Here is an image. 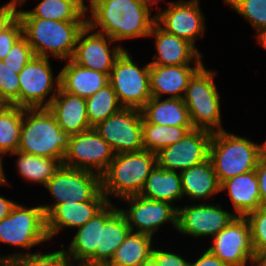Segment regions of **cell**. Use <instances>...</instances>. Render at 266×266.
<instances>
[{
    "label": "cell",
    "mask_w": 266,
    "mask_h": 266,
    "mask_svg": "<svg viewBox=\"0 0 266 266\" xmlns=\"http://www.w3.org/2000/svg\"><path fill=\"white\" fill-rule=\"evenodd\" d=\"M151 15L140 0H95L86 10V23L91 29L122 42L148 38L156 23V14Z\"/></svg>",
    "instance_id": "6da1fadb"
},
{
    "label": "cell",
    "mask_w": 266,
    "mask_h": 266,
    "mask_svg": "<svg viewBox=\"0 0 266 266\" xmlns=\"http://www.w3.org/2000/svg\"><path fill=\"white\" fill-rule=\"evenodd\" d=\"M71 135L58 125L48 108H23L17 151L64 161Z\"/></svg>",
    "instance_id": "7a4b0ae2"
},
{
    "label": "cell",
    "mask_w": 266,
    "mask_h": 266,
    "mask_svg": "<svg viewBox=\"0 0 266 266\" xmlns=\"http://www.w3.org/2000/svg\"><path fill=\"white\" fill-rule=\"evenodd\" d=\"M265 153L266 139L259 144L225 129L213 132L209 146V158L220 183L255 170Z\"/></svg>",
    "instance_id": "3957f363"
},
{
    "label": "cell",
    "mask_w": 266,
    "mask_h": 266,
    "mask_svg": "<svg viewBox=\"0 0 266 266\" xmlns=\"http://www.w3.org/2000/svg\"><path fill=\"white\" fill-rule=\"evenodd\" d=\"M156 153L148 150L115 154L101 175L102 193L108 202L140 195L147 177L156 166Z\"/></svg>",
    "instance_id": "277c9868"
},
{
    "label": "cell",
    "mask_w": 266,
    "mask_h": 266,
    "mask_svg": "<svg viewBox=\"0 0 266 266\" xmlns=\"http://www.w3.org/2000/svg\"><path fill=\"white\" fill-rule=\"evenodd\" d=\"M23 35L35 56L69 60L72 58L80 31L86 21H56L42 18H19Z\"/></svg>",
    "instance_id": "5b68a950"
},
{
    "label": "cell",
    "mask_w": 266,
    "mask_h": 266,
    "mask_svg": "<svg viewBox=\"0 0 266 266\" xmlns=\"http://www.w3.org/2000/svg\"><path fill=\"white\" fill-rule=\"evenodd\" d=\"M48 241L46 215L40 205L28 207L17 202L9 216L0 221V243L27 250L5 255L4 262L29 254L31 248Z\"/></svg>",
    "instance_id": "8992f818"
},
{
    "label": "cell",
    "mask_w": 266,
    "mask_h": 266,
    "mask_svg": "<svg viewBox=\"0 0 266 266\" xmlns=\"http://www.w3.org/2000/svg\"><path fill=\"white\" fill-rule=\"evenodd\" d=\"M216 71L203 65L189 80L183 101L196 129L211 132L224 130L221 118V98L214 81Z\"/></svg>",
    "instance_id": "52a82bcc"
},
{
    "label": "cell",
    "mask_w": 266,
    "mask_h": 266,
    "mask_svg": "<svg viewBox=\"0 0 266 266\" xmlns=\"http://www.w3.org/2000/svg\"><path fill=\"white\" fill-rule=\"evenodd\" d=\"M54 203L41 204L47 216L64 202L107 201L102 193L101 175L88 170L61 166L44 186ZM52 204V205H51Z\"/></svg>",
    "instance_id": "ba28073f"
},
{
    "label": "cell",
    "mask_w": 266,
    "mask_h": 266,
    "mask_svg": "<svg viewBox=\"0 0 266 266\" xmlns=\"http://www.w3.org/2000/svg\"><path fill=\"white\" fill-rule=\"evenodd\" d=\"M132 54L124 50L116 59L109 76V83L125 108L142 109L151 99L150 64L141 67Z\"/></svg>",
    "instance_id": "9c48e42d"
},
{
    "label": "cell",
    "mask_w": 266,
    "mask_h": 266,
    "mask_svg": "<svg viewBox=\"0 0 266 266\" xmlns=\"http://www.w3.org/2000/svg\"><path fill=\"white\" fill-rule=\"evenodd\" d=\"M49 58L34 56L19 74V107L47 108L60 89ZM51 94V95H50Z\"/></svg>",
    "instance_id": "30bf717a"
},
{
    "label": "cell",
    "mask_w": 266,
    "mask_h": 266,
    "mask_svg": "<svg viewBox=\"0 0 266 266\" xmlns=\"http://www.w3.org/2000/svg\"><path fill=\"white\" fill-rule=\"evenodd\" d=\"M227 266H257L258 258L252 244L250 225L245 216H236L212 238L207 248Z\"/></svg>",
    "instance_id": "8fae6325"
},
{
    "label": "cell",
    "mask_w": 266,
    "mask_h": 266,
    "mask_svg": "<svg viewBox=\"0 0 266 266\" xmlns=\"http://www.w3.org/2000/svg\"><path fill=\"white\" fill-rule=\"evenodd\" d=\"M205 202L177 208L176 231L182 234V237L185 235L194 239L213 238L236 217L233 211L222 209L223 205L219 203L215 205Z\"/></svg>",
    "instance_id": "7c38bea8"
},
{
    "label": "cell",
    "mask_w": 266,
    "mask_h": 266,
    "mask_svg": "<svg viewBox=\"0 0 266 266\" xmlns=\"http://www.w3.org/2000/svg\"><path fill=\"white\" fill-rule=\"evenodd\" d=\"M142 122L140 109L123 107L93 128L110 145L114 154L137 152L144 149Z\"/></svg>",
    "instance_id": "4fadbf2b"
},
{
    "label": "cell",
    "mask_w": 266,
    "mask_h": 266,
    "mask_svg": "<svg viewBox=\"0 0 266 266\" xmlns=\"http://www.w3.org/2000/svg\"><path fill=\"white\" fill-rule=\"evenodd\" d=\"M168 7L156 13V23L168 33L187 40L196 49V40L206 32V17L200 0L167 1Z\"/></svg>",
    "instance_id": "5bb4252c"
},
{
    "label": "cell",
    "mask_w": 266,
    "mask_h": 266,
    "mask_svg": "<svg viewBox=\"0 0 266 266\" xmlns=\"http://www.w3.org/2000/svg\"><path fill=\"white\" fill-rule=\"evenodd\" d=\"M124 50L122 44L118 45L112 38L86 24L78 35L71 60L81 67L110 74L116 59Z\"/></svg>",
    "instance_id": "9a60e30c"
},
{
    "label": "cell",
    "mask_w": 266,
    "mask_h": 266,
    "mask_svg": "<svg viewBox=\"0 0 266 266\" xmlns=\"http://www.w3.org/2000/svg\"><path fill=\"white\" fill-rule=\"evenodd\" d=\"M114 155L110 145L94 128H91L71 135L63 166L88 170L102 175L107 170Z\"/></svg>",
    "instance_id": "2e32d148"
},
{
    "label": "cell",
    "mask_w": 266,
    "mask_h": 266,
    "mask_svg": "<svg viewBox=\"0 0 266 266\" xmlns=\"http://www.w3.org/2000/svg\"><path fill=\"white\" fill-rule=\"evenodd\" d=\"M127 202V209L119 208L125 216L130 230L150 236L158 232L162 225L171 223L177 229V208L165 201H155L141 195L129 196L121 199Z\"/></svg>",
    "instance_id": "e0dca14e"
},
{
    "label": "cell",
    "mask_w": 266,
    "mask_h": 266,
    "mask_svg": "<svg viewBox=\"0 0 266 266\" xmlns=\"http://www.w3.org/2000/svg\"><path fill=\"white\" fill-rule=\"evenodd\" d=\"M213 132L192 129L175 144L156 153L157 165L164 170L182 172L209 158V146Z\"/></svg>",
    "instance_id": "ac0fdd59"
},
{
    "label": "cell",
    "mask_w": 266,
    "mask_h": 266,
    "mask_svg": "<svg viewBox=\"0 0 266 266\" xmlns=\"http://www.w3.org/2000/svg\"><path fill=\"white\" fill-rule=\"evenodd\" d=\"M149 37H155L154 49L156 50L150 65L176 66L204 64L203 53L198 51L187 40L168 33L157 23L154 24Z\"/></svg>",
    "instance_id": "d6986e66"
},
{
    "label": "cell",
    "mask_w": 266,
    "mask_h": 266,
    "mask_svg": "<svg viewBox=\"0 0 266 266\" xmlns=\"http://www.w3.org/2000/svg\"><path fill=\"white\" fill-rule=\"evenodd\" d=\"M130 231L119 206L108 202L100 210V237L99 248H96V264L108 263Z\"/></svg>",
    "instance_id": "ffe728a7"
},
{
    "label": "cell",
    "mask_w": 266,
    "mask_h": 266,
    "mask_svg": "<svg viewBox=\"0 0 266 266\" xmlns=\"http://www.w3.org/2000/svg\"><path fill=\"white\" fill-rule=\"evenodd\" d=\"M204 64L161 66L150 65L151 96L183 99L189 80Z\"/></svg>",
    "instance_id": "44dd1931"
},
{
    "label": "cell",
    "mask_w": 266,
    "mask_h": 266,
    "mask_svg": "<svg viewBox=\"0 0 266 266\" xmlns=\"http://www.w3.org/2000/svg\"><path fill=\"white\" fill-rule=\"evenodd\" d=\"M108 201L64 202L46 216V231L51 241L65 228L78 229L86 224ZM63 229V230H61Z\"/></svg>",
    "instance_id": "7402d4cb"
},
{
    "label": "cell",
    "mask_w": 266,
    "mask_h": 266,
    "mask_svg": "<svg viewBox=\"0 0 266 266\" xmlns=\"http://www.w3.org/2000/svg\"><path fill=\"white\" fill-rule=\"evenodd\" d=\"M47 108L61 129L70 135L92 128L87 116L86 100L83 97L67 93L60 88Z\"/></svg>",
    "instance_id": "603a6c76"
},
{
    "label": "cell",
    "mask_w": 266,
    "mask_h": 266,
    "mask_svg": "<svg viewBox=\"0 0 266 266\" xmlns=\"http://www.w3.org/2000/svg\"><path fill=\"white\" fill-rule=\"evenodd\" d=\"M64 62L60 70V88L67 93L87 98L109 84L110 74L81 67L71 59Z\"/></svg>",
    "instance_id": "cb8c5ba5"
},
{
    "label": "cell",
    "mask_w": 266,
    "mask_h": 266,
    "mask_svg": "<svg viewBox=\"0 0 266 266\" xmlns=\"http://www.w3.org/2000/svg\"><path fill=\"white\" fill-rule=\"evenodd\" d=\"M180 176L183 196H187L189 201L203 202L207 198L215 199L214 195L221 193V183L210 158L180 172Z\"/></svg>",
    "instance_id": "d4e9b609"
},
{
    "label": "cell",
    "mask_w": 266,
    "mask_h": 266,
    "mask_svg": "<svg viewBox=\"0 0 266 266\" xmlns=\"http://www.w3.org/2000/svg\"><path fill=\"white\" fill-rule=\"evenodd\" d=\"M223 191L228 192L236 216H245L261 206L255 170L226 179L221 183Z\"/></svg>",
    "instance_id": "484cf974"
},
{
    "label": "cell",
    "mask_w": 266,
    "mask_h": 266,
    "mask_svg": "<svg viewBox=\"0 0 266 266\" xmlns=\"http://www.w3.org/2000/svg\"><path fill=\"white\" fill-rule=\"evenodd\" d=\"M141 111L148 123L164 126H193L187 106L181 98L151 97Z\"/></svg>",
    "instance_id": "4316f807"
},
{
    "label": "cell",
    "mask_w": 266,
    "mask_h": 266,
    "mask_svg": "<svg viewBox=\"0 0 266 266\" xmlns=\"http://www.w3.org/2000/svg\"><path fill=\"white\" fill-rule=\"evenodd\" d=\"M140 195L146 199L165 201L175 206V201L179 202L184 198L180 172L164 170L156 164L147 177Z\"/></svg>",
    "instance_id": "83f0119b"
},
{
    "label": "cell",
    "mask_w": 266,
    "mask_h": 266,
    "mask_svg": "<svg viewBox=\"0 0 266 266\" xmlns=\"http://www.w3.org/2000/svg\"><path fill=\"white\" fill-rule=\"evenodd\" d=\"M100 237V211L86 224L76 229L66 254L76 266L82 264H96V248H99Z\"/></svg>",
    "instance_id": "f1b7e54d"
},
{
    "label": "cell",
    "mask_w": 266,
    "mask_h": 266,
    "mask_svg": "<svg viewBox=\"0 0 266 266\" xmlns=\"http://www.w3.org/2000/svg\"><path fill=\"white\" fill-rule=\"evenodd\" d=\"M153 239V236L130 231L107 264L110 266H150L154 250Z\"/></svg>",
    "instance_id": "f546056e"
},
{
    "label": "cell",
    "mask_w": 266,
    "mask_h": 266,
    "mask_svg": "<svg viewBox=\"0 0 266 266\" xmlns=\"http://www.w3.org/2000/svg\"><path fill=\"white\" fill-rule=\"evenodd\" d=\"M18 18H42L56 21H86V10L75 0H41L30 10L14 6Z\"/></svg>",
    "instance_id": "4dcf8cb0"
},
{
    "label": "cell",
    "mask_w": 266,
    "mask_h": 266,
    "mask_svg": "<svg viewBox=\"0 0 266 266\" xmlns=\"http://www.w3.org/2000/svg\"><path fill=\"white\" fill-rule=\"evenodd\" d=\"M17 156V172L27 182L45 186L50 178L63 165L60 160L51 159L43 156H35L22 153L20 151L10 154Z\"/></svg>",
    "instance_id": "1f68e13d"
},
{
    "label": "cell",
    "mask_w": 266,
    "mask_h": 266,
    "mask_svg": "<svg viewBox=\"0 0 266 266\" xmlns=\"http://www.w3.org/2000/svg\"><path fill=\"white\" fill-rule=\"evenodd\" d=\"M193 126H164L142 122L143 146L145 150L157 153L160 149L175 144L181 140Z\"/></svg>",
    "instance_id": "d6a6232c"
},
{
    "label": "cell",
    "mask_w": 266,
    "mask_h": 266,
    "mask_svg": "<svg viewBox=\"0 0 266 266\" xmlns=\"http://www.w3.org/2000/svg\"><path fill=\"white\" fill-rule=\"evenodd\" d=\"M23 108L8 105L0 113V156L17 152L20 144Z\"/></svg>",
    "instance_id": "836d02e7"
},
{
    "label": "cell",
    "mask_w": 266,
    "mask_h": 266,
    "mask_svg": "<svg viewBox=\"0 0 266 266\" xmlns=\"http://www.w3.org/2000/svg\"><path fill=\"white\" fill-rule=\"evenodd\" d=\"M85 100L87 116L92 128L123 108L110 83Z\"/></svg>",
    "instance_id": "e575fe53"
},
{
    "label": "cell",
    "mask_w": 266,
    "mask_h": 266,
    "mask_svg": "<svg viewBox=\"0 0 266 266\" xmlns=\"http://www.w3.org/2000/svg\"><path fill=\"white\" fill-rule=\"evenodd\" d=\"M10 266H76L64 249L42 253L37 251L14 257L7 261Z\"/></svg>",
    "instance_id": "d590c367"
},
{
    "label": "cell",
    "mask_w": 266,
    "mask_h": 266,
    "mask_svg": "<svg viewBox=\"0 0 266 266\" xmlns=\"http://www.w3.org/2000/svg\"><path fill=\"white\" fill-rule=\"evenodd\" d=\"M241 17L247 20L256 32L266 27V0H223Z\"/></svg>",
    "instance_id": "8d00e7d4"
},
{
    "label": "cell",
    "mask_w": 266,
    "mask_h": 266,
    "mask_svg": "<svg viewBox=\"0 0 266 266\" xmlns=\"http://www.w3.org/2000/svg\"><path fill=\"white\" fill-rule=\"evenodd\" d=\"M249 225L252 244L259 259L266 252V205L245 215Z\"/></svg>",
    "instance_id": "74e56055"
},
{
    "label": "cell",
    "mask_w": 266,
    "mask_h": 266,
    "mask_svg": "<svg viewBox=\"0 0 266 266\" xmlns=\"http://www.w3.org/2000/svg\"><path fill=\"white\" fill-rule=\"evenodd\" d=\"M11 69L0 60V100L8 105L19 107V72Z\"/></svg>",
    "instance_id": "f35d334b"
},
{
    "label": "cell",
    "mask_w": 266,
    "mask_h": 266,
    "mask_svg": "<svg viewBox=\"0 0 266 266\" xmlns=\"http://www.w3.org/2000/svg\"><path fill=\"white\" fill-rule=\"evenodd\" d=\"M35 56L32 47L26 37L22 35L13 44L11 50L2 60L11 69H23V67Z\"/></svg>",
    "instance_id": "ab89813d"
},
{
    "label": "cell",
    "mask_w": 266,
    "mask_h": 266,
    "mask_svg": "<svg viewBox=\"0 0 266 266\" xmlns=\"http://www.w3.org/2000/svg\"><path fill=\"white\" fill-rule=\"evenodd\" d=\"M23 35V26L17 15L0 31V60H3L13 44Z\"/></svg>",
    "instance_id": "60d3db41"
},
{
    "label": "cell",
    "mask_w": 266,
    "mask_h": 266,
    "mask_svg": "<svg viewBox=\"0 0 266 266\" xmlns=\"http://www.w3.org/2000/svg\"><path fill=\"white\" fill-rule=\"evenodd\" d=\"M154 247L150 266H188L189 261L179 253Z\"/></svg>",
    "instance_id": "b9f144b4"
},
{
    "label": "cell",
    "mask_w": 266,
    "mask_h": 266,
    "mask_svg": "<svg viewBox=\"0 0 266 266\" xmlns=\"http://www.w3.org/2000/svg\"><path fill=\"white\" fill-rule=\"evenodd\" d=\"M255 172L258 178L260 202L261 205H266V153L259 159Z\"/></svg>",
    "instance_id": "7bdbcfd3"
},
{
    "label": "cell",
    "mask_w": 266,
    "mask_h": 266,
    "mask_svg": "<svg viewBox=\"0 0 266 266\" xmlns=\"http://www.w3.org/2000/svg\"><path fill=\"white\" fill-rule=\"evenodd\" d=\"M202 255L194 262L189 261L188 266H227L223 261L211 253L208 249H205Z\"/></svg>",
    "instance_id": "ee69618b"
},
{
    "label": "cell",
    "mask_w": 266,
    "mask_h": 266,
    "mask_svg": "<svg viewBox=\"0 0 266 266\" xmlns=\"http://www.w3.org/2000/svg\"><path fill=\"white\" fill-rule=\"evenodd\" d=\"M16 16L12 4H3L0 6V31Z\"/></svg>",
    "instance_id": "f6af8a7d"
},
{
    "label": "cell",
    "mask_w": 266,
    "mask_h": 266,
    "mask_svg": "<svg viewBox=\"0 0 266 266\" xmlns=\"http://www.w3.org/2000/svg\"><path fill=\"white\" fill-rule=\"evenodd\" d=\"M17 202L7 199L6 197L0 195V221L9 216L12 208L16 205Z\"/></svg>",
    "instance_id": "bcb514c9"
},
{
    "label": "cell",
    "mask_w": 266,
    "mask_h": 266,
    "mask_svg": "<svg viewBox=\"0 0 266 266\" xmlns=\"http://www.w3.org/2000/svg\"><path fill=\"white\" fill-rule=\"evenodd\" d=\"M256 33L257 42L266 50V27L261 28Z\"/></svg>",
    "instance_id": "7dc6e473"
},
{
    "label": "cell",
    "mask_w": 266,
    "mask_h": 266,
    "mask_svg": "<svg viewBox=\"0 0 266 266\" xmlns=\"http://www.w3.org/2000/svg\"><path fill=\"white\" fill-rule=\"evenodd\" d=\"M144 7L149 9L152 12V9L154 10V6H156V9H160L161 6H157L161 0H140ZM153 6V7H152Z\"/></svg>",
    "instance_id": "c3c4849f"
},
{
    "label": "cell",
    "mask_w": 266,
    "mask_h": 266,
    "mask_svg": "<svg viewBox=\"0 0 266 266\" xmlns=\"http://www.w3.org/2000/svg\"><path fill=\"white\" fill-rule=\"evenodd\" d=\"M8 179L6 178V174L4 172V167H3V158L0 156V185H8L10 184Z\"/></svg>",
    "instance_id": "681fc988"
},
{
    "label": "cell",
    "mask_w": 266,
    "mask_h": 266,
    "mask_svg": "<svg viewBox=\"0 0 266 266\" xmlns=\"http://www.w3.org/2000/svg\"><path fill=\"white\" fill-rule=\"evenodd\" d=\"M79 5H81L85 10H87L95 0H88V4L85 3L86 0H75Z\"/></svg>",
    "instance_id": "f907efd6"
},
{
    "label": "cell",
    "mask_w": 266,
    "mask_h": 266,
    "mask_svg": "<svg viewBox=\"0 0 266 266\" xmlns=\"http://www.w3.org/2000/svg\"><path fill=\"white\" fill-rule=\"evenodd\" d=\"M25 2H27V0H10L6 4H12L13 6L19 7V6H24Z\"/></svg>",
    "instance_id": "816d5d0a"
},
{
    "label": "cell",
    "mask_w": 266,
    "mask_h": 266,
    "mask_svg": "<svg viewBox=\"0 0 266 266\" xmlns=\"http://www.w3.org/2000/svg\"><path fill=\"white\" fill-rule=\"evenodd\" d=\"M257 266H266V252L258 259Z\"/></svg>",
    "instance_id": "f5cc1de1"
},
{
    "label": "cell",
    "mask_w": 266,
    "mask_h": 266,
    "mask_svg": "<svg viewBox=\"0 0 266 266\" xmlns=\"http://www.w3.org/2000/svg\"><path fill=\"white\" fill-rule=\"evenodd\" d=\"M80 266H110L107 263H103V264H82Z\"/></svg>",
    "instance_id": "db71d44e"
},
{
    "label": "cell",
    "mask_w": 266,
    "mask_h": 266,
    "mask_svg": "<svg viewBox=\"0 0 266 266\" xmlns=\"http://www.w3.org/2000/svg\"><path fill=\"white\" fill-rule=\"evenodd\" d=\"M8 106L5 102H0V113Z\"/></svg>",
    "instance_id": "11a10c76"
},
{
    "label": "cell",
    "mask_w": 266,
    "mask_h": 266,
    "mask_svg": "<svg viewBox=\"0 0 266 266\" xmlns=\"http://www.w3.org/2000/svg\"><path fill=\"white\" fill-rule=\"evenodd\" d=\"M3 263H5V262H4V256H3V255H0V266H1Z\"/></svg>",
    "instance_id": "9f6ffc18"
}]
</instances>
